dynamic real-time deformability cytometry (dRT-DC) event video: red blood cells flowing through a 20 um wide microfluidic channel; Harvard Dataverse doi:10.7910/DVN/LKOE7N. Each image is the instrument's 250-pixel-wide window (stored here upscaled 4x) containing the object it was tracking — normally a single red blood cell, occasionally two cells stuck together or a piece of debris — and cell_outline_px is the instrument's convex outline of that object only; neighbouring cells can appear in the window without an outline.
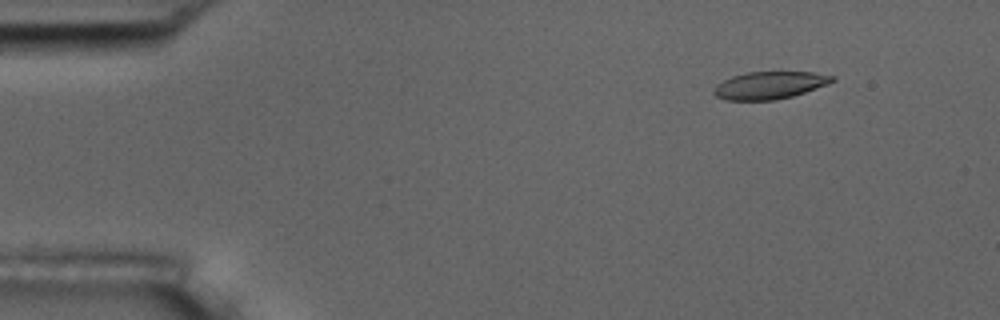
{"species": "common noctule bat (a hibernating species)", "species_latin": "Nyctalus noctula", "temperature_condition": "room temperature", "stored_images_in_passage": 5, "camera_frame_rate_fps": 3000, "um_per_image_px": 0.085, "animal": {"sex": "male", "body_mass_g": 17.5, "forearm_length_mm": 52.3}, "frame": {"image": 1, "passage_image": 2, "time_ms": 1.0, "image_size_px": [1000, 320], "cell_outline_px": [[836, 80], [828, 84], [792, 96], [776, 100], [728, 100], [716, 96], [712, 92], [716, 84], [732, 76], [748, 72], [812, 72], [836, 76]], "centroid_in_image_um": [65.42, 7.24], "position_along_channel_um": 19.6, "area_um2": 18.9}}